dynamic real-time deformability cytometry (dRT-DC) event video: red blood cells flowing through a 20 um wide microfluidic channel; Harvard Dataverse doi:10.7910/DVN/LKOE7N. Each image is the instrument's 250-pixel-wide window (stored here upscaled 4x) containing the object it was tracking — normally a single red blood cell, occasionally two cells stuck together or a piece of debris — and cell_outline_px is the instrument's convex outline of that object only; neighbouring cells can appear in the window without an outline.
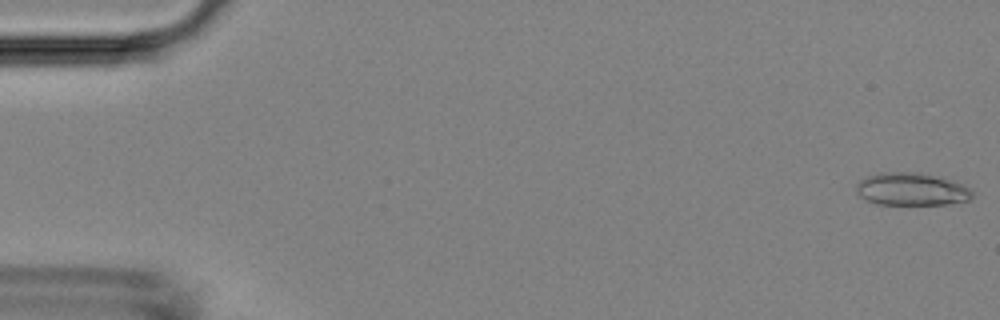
{"species": "Egyptian fruit bat (a non-hibernating species)", "species_latin": "Rousettus aegyptiacus", "temperature_condition": "room temperature", "stored_images_in_passage": 52, "camera_frame_rate_fps": 3000, "um_per_image_px": 0.085, "animal": {"sex": "female"}, "frame": {"image": 1, "passage_image": 1, "time_ms": 0.0, "image_size_px": [1000, 320], "cell_outline_px": [[972, 196], [968, 200], [948, 204], [876, 204], [860, 196], [856, 192], [856, 184], [860, 180], [868, 176], [880, 172], [920, 172], [952, 180], [968, 188], [972, 192]], "centroid_in_image_um": [77.45, 16.07], "position_along_channel_um": 7.6, "area_um2": 21.96}}
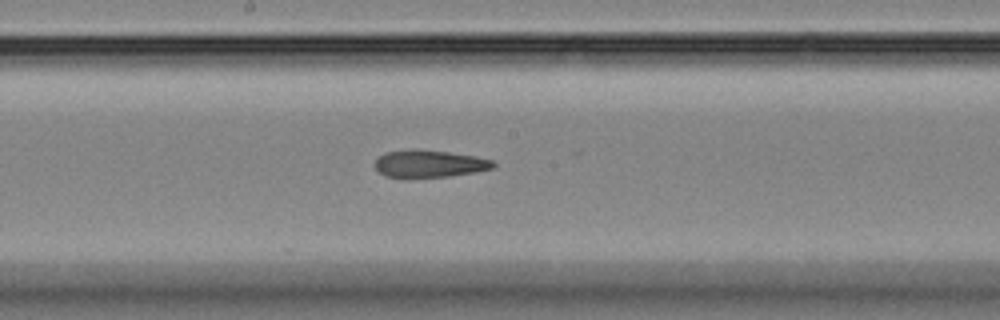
{"frame": {"image": 2, "passage_image": 28, "time_ms": 9.0, "image_size_px": [1000, 320], "cell_outline_px": [[496, 168], [476, 172], [448, 176], [412, 180], [404, 180], [384, 176], [372, 164], [376, 156], [384, 152], [412, 148], [416, 148], [448, 152], [476, 156], [496, 160]], "centroid_in_image_um": [36.43, 13.94], "position_along_channel_um": 211.8, "area_um2": 20.11}}
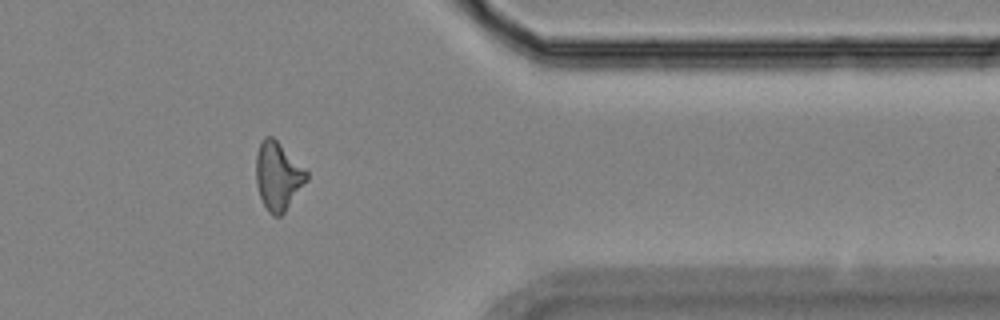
{"frame": {"image": 3, "passage_image": 43, "time_ms": 14.0, "image_size_px": [1000, 320], "cell_outline_px": [[308, 180], [284, 212], [280, 216], [272, 216], [268, 212], [260, 196], [256, 184], [256, 152], [264, 136], [272, 136], [308, 172]], "centroid_in_image_um": [23.62, 14.97], "position_along_channel_um": 387.8, "area_um2": 19.88}, "authors_computed_cell_mechanics": {"area_um2": 20.0566, "velocity_mm_per_s": 3.8218, "shape_relaxation_time_tau1_ms": null, "shape_relaxation_time_tau2_ms": 6.5179, "deformation_change_tau1": null, "deformation_change_tau2": 0.1894}}